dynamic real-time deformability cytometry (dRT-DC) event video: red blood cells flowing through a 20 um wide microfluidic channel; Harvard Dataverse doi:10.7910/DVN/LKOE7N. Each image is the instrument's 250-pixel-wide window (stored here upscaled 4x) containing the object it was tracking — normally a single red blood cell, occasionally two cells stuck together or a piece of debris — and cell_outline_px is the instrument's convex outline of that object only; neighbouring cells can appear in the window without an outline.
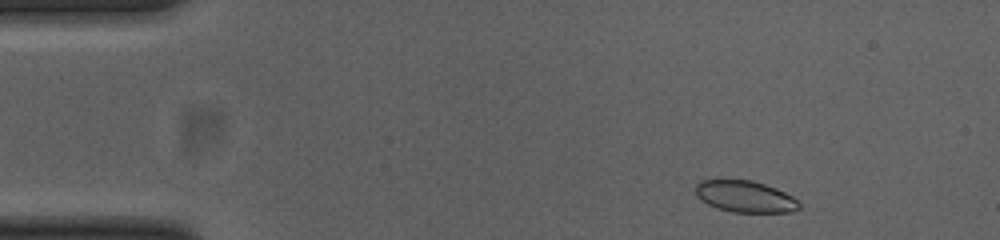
{"species": "common noctule bat (a hibernating species)", "species_latin": "Nyctalus noctula", "temperature_condition": "cold", "stored_images_in_passage": 49, "camera_frame_rate_fps": 3000, "um_per_image_px": 0.085, "animal": {"sex": "female", "body_mass_g": 23.0, "forearm_length_mm": 53.4}, "frame": {"image": 1, "passage_image": 3, "time_ms": 0.667, "image_size_px": [1000, 240], "cell_outline_px": [[800, 208], [792, 212], [732, 212], [716, 208], [700, 200], [696, 196], [696, 184], [700, 180], [752, 180], [776, 188], [800, 200]], "centroid_in_image_um": [63.34, 16.71], "position_along_channel_um": 21.7, "area_um2": 19.19}}
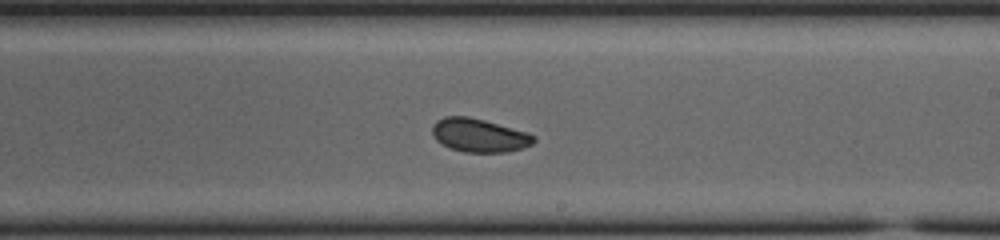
{"frame": {"image": 2, "passage_image": 27, "time_ms": 8.667, "image_size_px": [1000, 240], "cell_outline_px": [[536, 140], [532, 144], [524, 148], [508, 152], [464, 152], [448, 148], [436, 140], [432, 136], [432, 124], [436, 120], [444, 116], [468, 116], [484, 120], [528, 132], [536, 136]], "centroid_in_image_um": [40.72, 11.5], "position_along_channel_um": 248.3, "area_um2": 20.11}}
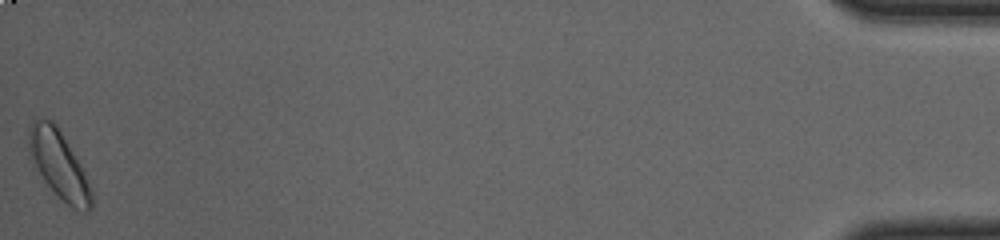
{"frame": {"image": 3, "passage_image": 49, "time_ms": 16.0, "image_size_px": [1000, 240], "cell_outline_px": [[92, 212], [84, 212], [72, 208], [44, 180], [28, 156], [28, 124], [32, 120], [48, 120], [56, 124], [72, 152], [92, 188]], "centroid_in_image_um": [4.98, 14.0], "position_along_channel_um": 430.2, "area_um2": 24.16}, "authors_computed_cell_mechanics": {"area_um2": 20.1144, "velocity_mm_per_s": 3.8379, "shape_relaxation_time_tau1_ms": 2.5343, "shape_relaxation_time_tau2_ms": 4.8988, "deformation_change_tau1": 0.0787, "deformation_change_tau2": 0.0676}}